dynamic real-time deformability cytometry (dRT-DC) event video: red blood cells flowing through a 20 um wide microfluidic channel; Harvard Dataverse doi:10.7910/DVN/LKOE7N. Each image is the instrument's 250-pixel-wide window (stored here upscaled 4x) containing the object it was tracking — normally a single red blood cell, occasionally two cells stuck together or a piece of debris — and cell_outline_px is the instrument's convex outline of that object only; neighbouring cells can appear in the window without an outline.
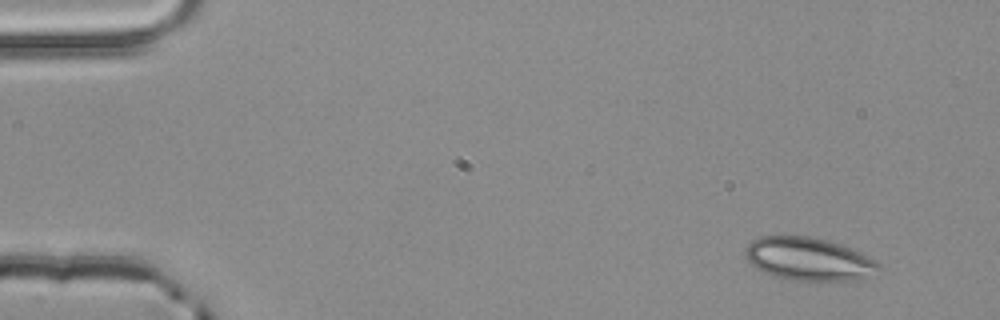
{"species": "common noctule bat (a hibernating species)", "species_latin": "Nyctalus noctula", "temperature_condition": "room temperature", "stored_images_in_passage": 3, "camera_frame_rate_fps": 3000, "um_per_image_px": 0.085, "animal": {"sex": "male", "body_mass_g": 20.4}, "frame": {"image": 1, "passage_image": 1, "time_ms": 0.0, "image_size_px": [1000, 320], "cell_outline_px": [[880, 264], [876, 276], [860, 280], [784, 280], [772, 276], [756, 268], [744, 256], [744, 248], [752, 240], [760, 236], [812, 236], [828, 240], [840, 244], [868, 256], [876, 260]], "centroid_in_image_um": [68.74, 22.03], "position_along_channel_um": 16.3, "area_um2": 33.87}}